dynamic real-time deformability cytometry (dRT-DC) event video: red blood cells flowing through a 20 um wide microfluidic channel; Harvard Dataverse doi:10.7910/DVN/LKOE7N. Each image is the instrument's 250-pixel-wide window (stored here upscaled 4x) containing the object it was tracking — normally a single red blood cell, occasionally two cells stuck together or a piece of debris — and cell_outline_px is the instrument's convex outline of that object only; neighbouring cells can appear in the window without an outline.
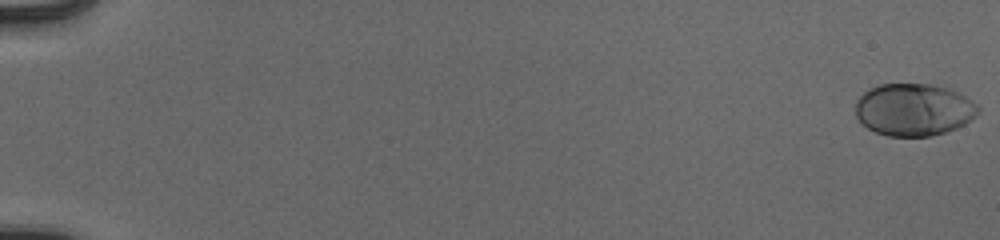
{"species": "human", "species_latin": "Homo sapiens", "temperature_condition": "cold", "stored_images_in_passage": 55, "camera_frame_rate_fps": 3000, "um_per_image_px": 0.085, "donor": {"sex": "male"}, "frame": {"image": 1, "passage_image": 1, "time_ms": 0.0, "image_size_px": [1000, 240], "cell_outline_px": [[980, 112], [976, 116], [964, 124], [956, 128], [932, 136], [888, 136], [876, 132], [868, 128], [856, 116], [856, 100], [868, 88], [880, 84], [932, 84], [948, 88], [972, 100], [980, 108]], "centroid_in_image_um": [77.67, 9.31], "position_along_channel_um": 7.3, "area_um2": 37.4}}
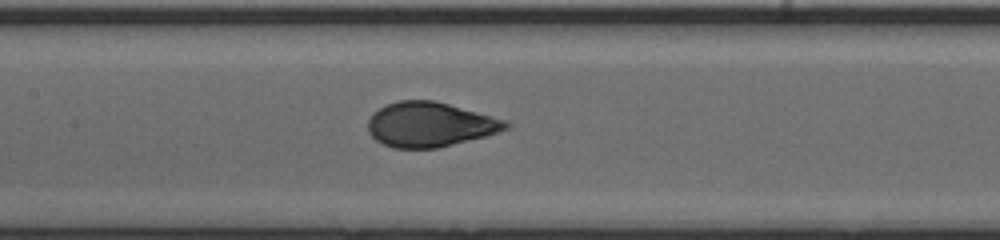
{"frame": {"image": 2, "passage_image": 29, "time_ms": 9.333, "image_size_px": [1000, 240], "cell_outline_px": [[512, 124], [508, 128], [484, 136], [436, 148], [392, 148], [376, 140], [368, 132], [368, 120], [372, 112], [384, 104], [396, 100], [432, 100], [448, 104], [508, 120]], "centroid_in_image_um": [36.5, 10.57], "position_along_channel_um": 170.9, "area_um2": 35.89}}
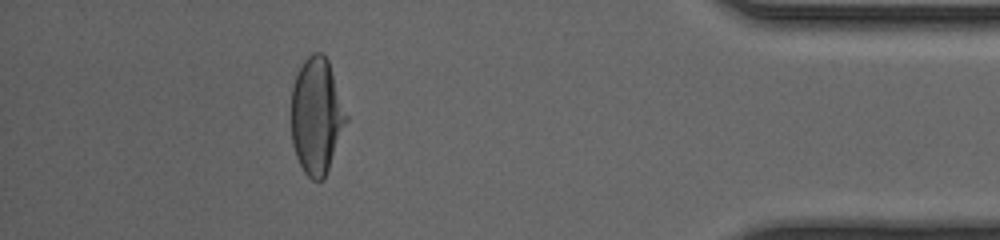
{"frame": {"image": 3, "passage_image": 50, "time_ms": 16.333, "image_size_px": [1000, 240], "cell_outline_px": [[348, 120], [324, 180], [312, 180], [304, 172], [296, 156], [292, 144], [292, 84], [304, 60], [312, 52], [324, 52], [328, 60], [348, 116]], "centroid_in_image_um": [26.92, 9.85], "position_along_channel_um": 408.3, "area_um2": 37.28}, "authors_computed_cell_mechanics": {"area_um2": 36.8186, "velocity_mm_per_s": 3.9595, "shape_relaxation_time_tau1_ms": 4.8057, "shape_relaxation_time_tau2_ms": null, "deformation_change_tau1": 0.2009, "deformation_change_tau2": null}}